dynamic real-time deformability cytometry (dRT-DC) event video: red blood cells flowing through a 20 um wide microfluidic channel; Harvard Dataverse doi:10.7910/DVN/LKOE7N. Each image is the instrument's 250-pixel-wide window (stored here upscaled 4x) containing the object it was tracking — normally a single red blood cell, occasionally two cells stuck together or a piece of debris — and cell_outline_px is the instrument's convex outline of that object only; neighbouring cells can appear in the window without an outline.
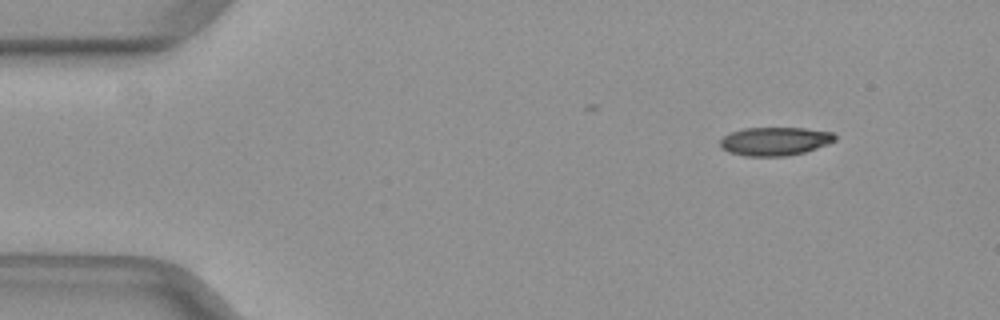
{"species": "common noctule bat (a hibernating species)", "species_latin": "Nyctalus noctula", "temperature_condition": "warm", "stored_images_in_passage": 9, "camera_frame_rate_fps": 3000, "um_per_image_px": 0.085, "animal": {"sex": "female", "body_mass_g": 29.2, "forearm_length_mm": 56.3}, "frame": {"image": 1, "passage_image": 1, "time_ms": 0.0, "image_size_px": [1000, 320], "cell_outline_px": [[836, 140], [828, 144], [804, 152], [784, 156], [744, 156], [728, 152], [720, 148], [720, 140], [728, 132], [744, 128], [804, 128], [832, 132], [836, 136]], "centroid_in_image_um": [65.83, 12.0], "position_along_channel_um": 19.2, "area_um2": 19.13}}